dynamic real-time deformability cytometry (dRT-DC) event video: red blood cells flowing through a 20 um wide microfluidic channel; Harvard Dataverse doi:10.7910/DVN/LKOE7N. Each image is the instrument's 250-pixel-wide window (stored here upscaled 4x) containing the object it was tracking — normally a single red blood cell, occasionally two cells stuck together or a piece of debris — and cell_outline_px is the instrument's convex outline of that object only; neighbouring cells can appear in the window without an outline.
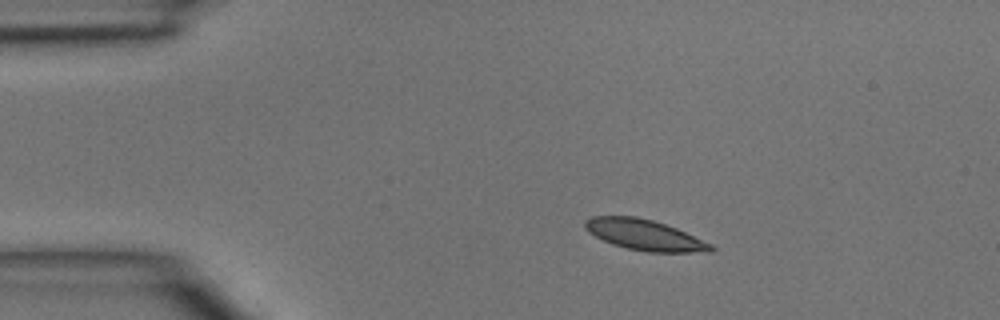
{"species": "common noctule bat (a hibernating species)", "species_latin": "Nyctalus noctula", "temperature_condition": "room temperature", "stored_images_in_passage": 40, "camera_frame_rate_fps": 3000, "um_per_image_px": 0.085, "animal": {"sex": "male", "body_mass_g": 15.6}, "frame": {"image": 1, "passage_image": 1, "time_ms": 0.0, "image_size_px": [1000, 320], "cell_outline_px": [[716, 248], [712, 252], [648, 252], [628, 248], [612, 244], [588, 232], [584, 228], [584, 220], [592, 216], [636, 216], [652, 220], [676, 228], [712, 244]], "centroid_in_image_um": [54.79, 19.97], "position_along_channel_um": 30.2, "area_um2": 22.43}}
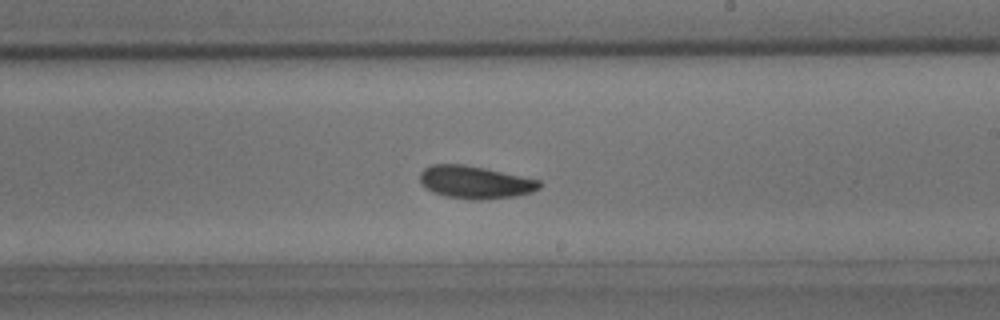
{"frame": {"image": 2, "passage_image": 20, "time_ms": 6.333, "image_size_px": [1000, 320], "cell_outline_px": [[544, 184], [540, 188], [532, 192], [516, 196], [480, 200], [472, 200], [444, 196], [432, 192], [424, 188], [420, 184], [420, 172], [424, 168], [432, 164], [464, 164], [484, 168], [540, 180]], "centroid_in_image_um": [40.37, 15.5], "position_along_channel_um": 248.6, "area_um2": 23.0}}
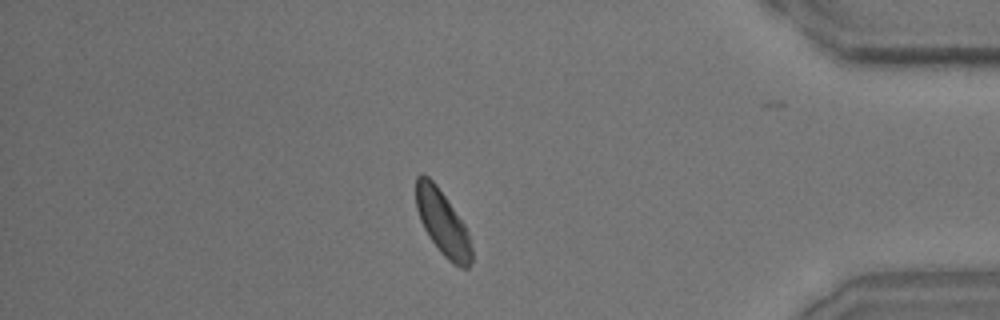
{"frame": {"image": 3, "passage_image": 33, "time_ms": 10.667, "image_size_px": [1000, 320], "cell_outline_px": [[472, 264], [468, 268], [460, 268], [452, 264], [440, 252], [428, 236], [420, 220], [416, 208], [416, 176], [420, 172], [428, 176], [436, 184], [464, 224], [468, 232], [472, 248]], "centroid_in_image_um": [37.62, 18.96], "position_along_channel_um": 397.6, "area_um2": 21.15}}